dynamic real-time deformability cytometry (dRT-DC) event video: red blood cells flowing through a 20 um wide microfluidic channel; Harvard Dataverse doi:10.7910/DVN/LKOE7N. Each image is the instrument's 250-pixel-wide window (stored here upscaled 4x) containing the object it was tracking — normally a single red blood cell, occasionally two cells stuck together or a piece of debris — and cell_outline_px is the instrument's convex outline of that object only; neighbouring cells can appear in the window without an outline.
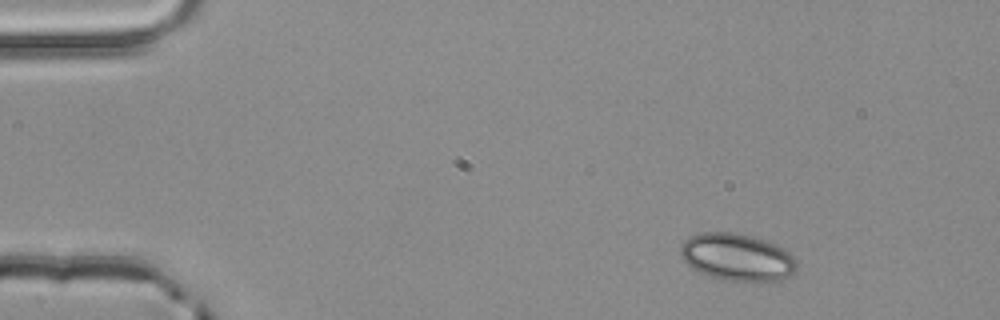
{"species": "common noctule bat (a hibernating species)", "species_latin": "Nyctalus noctula", "temperature_condition": "room temperature", "stored_images_in_passage": 3, "camera_frame_rate_fps": 3000, "um_per_image_px": 0.085, "animal": {"sex": "male", "body_mass_g": 20.4}, "frame": {"image": 1, "passage_image": 1, "time_ms": 0.0, "image_size_px": [1000, 320], "cell_outline_px": [[796, 272], [772, 284], [720, 280], [708, 276], [692, 268], [680, 256], [680, 248], [684, 240], [700, 232], [736, 232], [752, 236], [764, 240], [784, 248], [796, 260]], "centroid_in_image_um": [62.68, 21.9], "position_along_channel_um": 22.3, "area_um2": 32.77}}
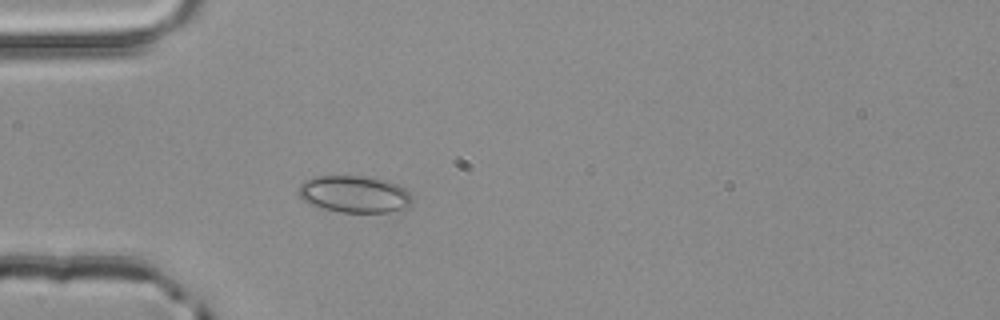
{"frame": {"image": 2, "passage_image": 3, "time_ms": 0.667, "image_size_px": [1000, 320], "cell_outline_px": [[412, 204], [408, 208], [388, 212], [340, 212], [324, 208], [312, 204], [304, 200], [296, 192], [300, 184], [316, 176], [364, 176], [388, 180], [404, 188], [412, 196]], "centroid_in_image_um": [30.16, 16.5], "position_along_channel_um": 54.8, "area_um2": 24.45}}